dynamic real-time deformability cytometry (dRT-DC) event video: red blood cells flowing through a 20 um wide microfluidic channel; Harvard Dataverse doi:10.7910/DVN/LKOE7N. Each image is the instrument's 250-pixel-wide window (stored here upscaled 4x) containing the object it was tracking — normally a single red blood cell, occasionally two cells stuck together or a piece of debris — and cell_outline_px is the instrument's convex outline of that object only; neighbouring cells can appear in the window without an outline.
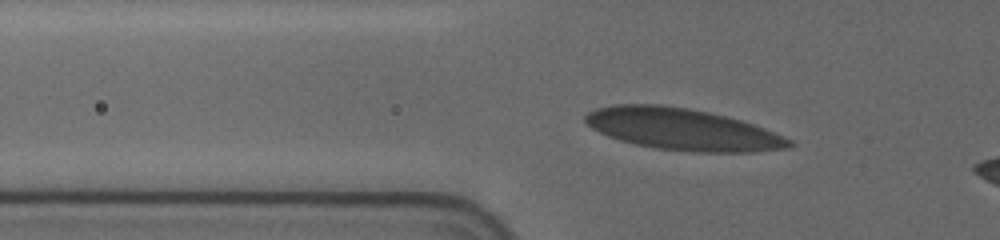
{"species": "human", "species_latin": "Homo sapiens", "temperature_condition": "cold", "stored_images_in_passage": 37, "camera_frame_rate_fps": 3000, "um_per_image_px": 0.085, "donor": {"sex": "female"}, "frame": {"image": 1, "passage_image": 3, "time_ms": 0.333, "image_size_px": [1000, 240], "cell_outline_px": [[796, 144], [792, 148], [756, 152], [692, 152], [656, 148], [636, 144], [620, 140], [608, 136], [592, 128], [584, 120], [584, 116], [588, 112], [596, 108], [616, 104], [656, 104], [688, 108], [708, 112], [740, 120], [764, 128], [792, 140]], "centroid_in_image_um": [58.03, 11.0], "position_along_channel_um": 67.8, "area_um2": 49.48}}
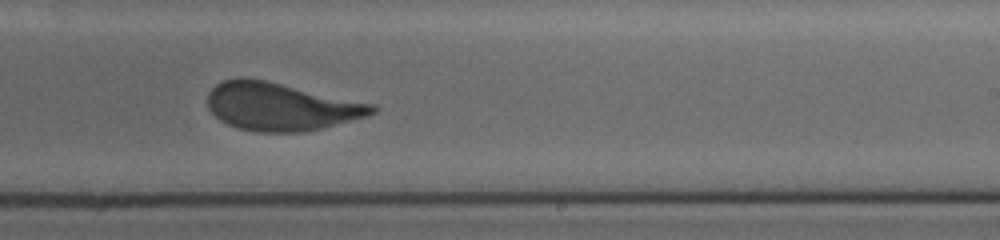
{"frame": {"image": 2, "passage_image": 21, "time_ms": 6.0, "image_size_px": [1000, 240], "cell_outline_px": [[376, 112], [368, 116], [304, 132], [256, 132], [240, 128], [228, 124], [220, 120], [208, 108], [208, 92], [216, 84], [224, 80], [264, 80], [376, 104]], "centroid_in_image_um": [23.9, 9.08], "position_along_channel_um": 265.1, "area_um2": 45.2}}
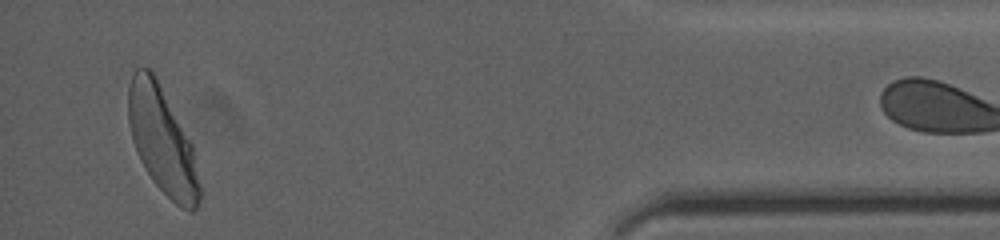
{"frame": {"image": 3, "passage_image": 36, "time_ms": 11.667, "image_size_px": [1000, 240], "cell_outline_px": [[200, 200], [196, 208], [192, 212], [188, 212], [180, 208], [156, 184], [140, 160], [132, 140], [128, 120], [128, 88], [132, 72], [136, 68], [148, 68], [156, 76], [192, 144], [200, 184]], "centroid_in_image_um": [13.79, 11.94], "position_along_channel_um": 421.4, "area_um2": 44.04}}